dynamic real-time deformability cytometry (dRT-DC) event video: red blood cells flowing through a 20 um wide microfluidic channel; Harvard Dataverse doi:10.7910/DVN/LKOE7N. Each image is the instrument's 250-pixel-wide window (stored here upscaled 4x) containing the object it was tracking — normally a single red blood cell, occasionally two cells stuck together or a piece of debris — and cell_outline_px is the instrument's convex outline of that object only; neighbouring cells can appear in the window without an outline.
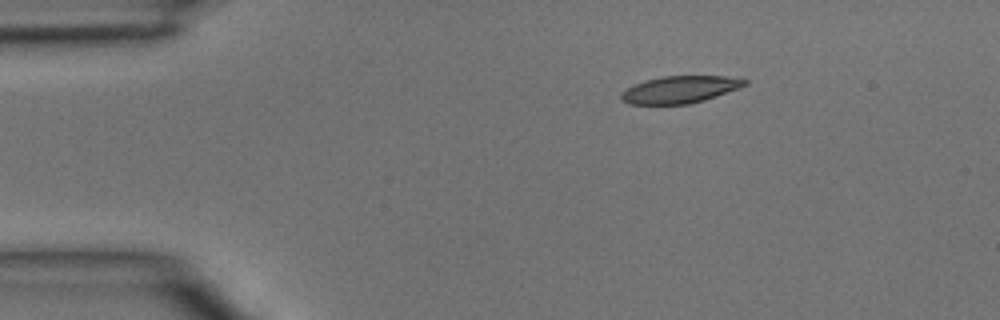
{"species": "common noctule bat (a hibernating species)", "species_latin": "Nyctalus noctula", "temperature_condition": "room temperature", "stored_images_in_passage": 2, "camera_frame_rate_fps": 3000, "um_per_image_px": 0.085, "animal": {"sex": "male", "body_mass_g": 15.6}, "frame": {"image": 1, "passage_image": 1, "time_ms": 0.0, "image_size_px": [1000, 320], "cell_outline_px": [[748, 84], [740, 88], [704, 100], [688, 104], [628, 104], [620, 100], [620, 92], [644, 80], [664, 76], [724, 76], [748, 80]], "centroid_in_image_um": [57.78, 7.61], "position_along_channel_um": 27.2, "area_um2": 19.54}}